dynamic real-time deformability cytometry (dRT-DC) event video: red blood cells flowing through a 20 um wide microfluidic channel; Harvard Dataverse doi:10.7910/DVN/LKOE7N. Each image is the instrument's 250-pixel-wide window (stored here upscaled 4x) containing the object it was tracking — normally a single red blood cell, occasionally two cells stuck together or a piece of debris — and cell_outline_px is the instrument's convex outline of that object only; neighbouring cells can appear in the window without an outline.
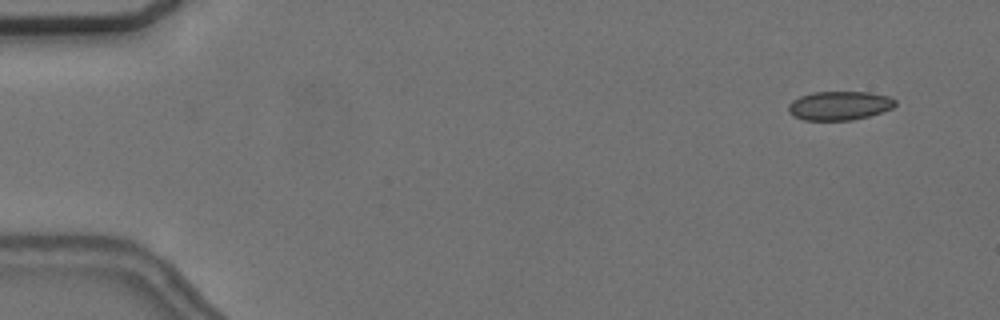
{"species": "common noctule bat (a hibernating species)", "species_latin": "Nyctalus noctula", "temperature_condition": "cold", "stored_images_in_passage": 4, "camera_frame_rate_fps": 3000, "um_per_image_px": 0.085, "animal": {"sex": "female", "body_mass_g": 24.6, "forearm_length_mm": 56.2}, "frame": {"image": 1, "passage_image": 1, "time_ms": 0.0, "image_size_px": [1000, 320], "cell_outline_px": [[896, 104], [892, 108], [868, 116], [852, 120], [804, 120], [792, 116], [788, 112], [788, 104], [792, 100], [800, 96], [812, 92], [868, 92], [888, 96], [896, 100]], "centroid_in_image_um": [71.31, 8.98], "position_along_channel_um": 13.7, "area_um2": 18.03}}